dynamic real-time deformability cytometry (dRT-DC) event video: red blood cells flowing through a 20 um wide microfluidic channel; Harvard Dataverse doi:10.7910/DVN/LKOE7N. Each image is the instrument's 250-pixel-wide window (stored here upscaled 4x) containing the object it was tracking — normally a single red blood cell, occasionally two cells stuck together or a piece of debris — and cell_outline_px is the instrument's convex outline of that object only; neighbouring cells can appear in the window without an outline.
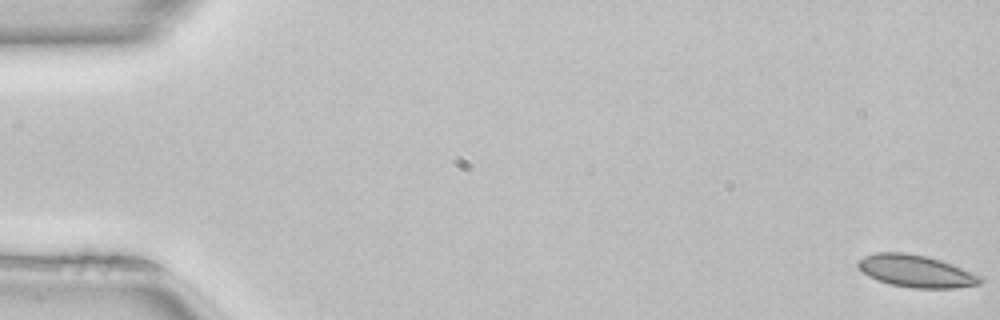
{"species": "common noctule bat (a hibernating species)", "species_latin": "Nyctalus noctula", "temperature_condition": "room temperature", "stored_images_in_passage": 52, "camera_frame_rate_fps": 3000, "um_per_image_px": 0.085, "animal": {"sex": "female", "body_mass_g": 22.7, "forearm_length_mm": 54.2}, "frame": {"image": 1, "passage_image": 1, "time_ms": 0.0, "image_size_px": [1000, 320], "cell_outline_px": [[984, 280], [980, 284], [956, 288], [912, 288], [892, 284], [876, 280], [860, 272], [856, 264], [856, 260], [864, 256], [876, 252], [904, 252], [924, 256], [940, 260], [952, 264], [980, 276]], "centroid_in_image_um": [77.8, 23.04], "position_along_channel_um": 7.2, "area_um2": 23.06}}
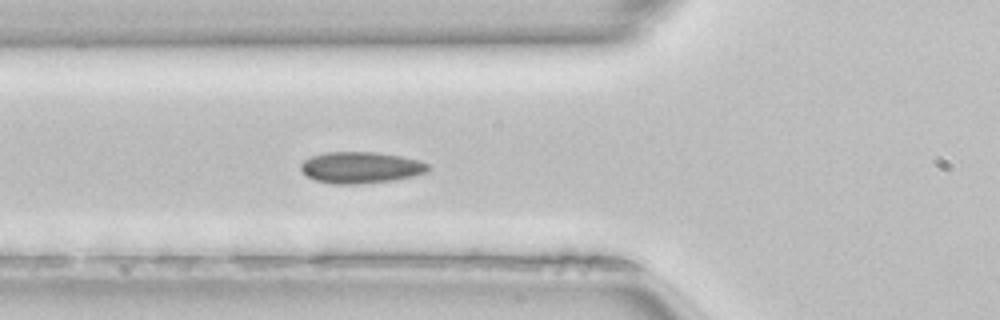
{"frame": {"image": 2, "passage_image": 19, "time_ms": 6.0, "image_size_px": [1000, 320], "cell_outline_px": [[432, 168], [428, 172], [416, 176], [392, 180], [360, 184], [336, 184], [316, 180], [308, 176], [300, 168], [300, 164], [304, 160], [312, 156], [324, 152], [376, 152], [400, 156], [420, 160], [428, 164]], "centroid_in_image_um": [30.72, 14.23], "position_along_channel_um": 95.1, "area_um2": 23.41}}
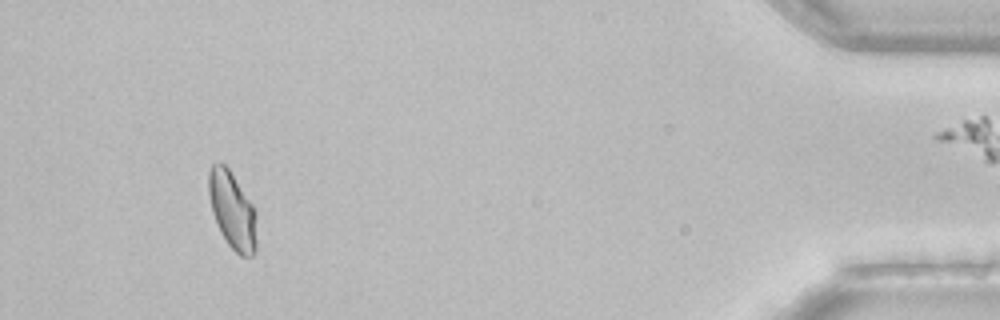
{"frame": {"image": 3, "passage_image": 48, "time_ms": 15.667, "image_size_px": [1000, 320], "cell_outline_px": [[256, 252], [252, 256], [240, 256], [228, 244], [220, 232], [212, 212], [208, 192], [208, 172], [212, 164], [224, 164], [228, 168], [252, 204], [256, 212]], "centroid_in_image_um": [19.74, 17.91], "position_along_channel_um": 415.5, "area_um2": 21.5}, "authors_computed_cell_mechanics": {"area_um2": 22.1952, "velocity_mm_per_s": 4.0246, "shape_relaxation_time_tau1_ms": null, "shape_relaxation_time_tau2_ms": 1.4053, "deformation_change_tau1": null, "deformation_change_tau2": 0.0426}}